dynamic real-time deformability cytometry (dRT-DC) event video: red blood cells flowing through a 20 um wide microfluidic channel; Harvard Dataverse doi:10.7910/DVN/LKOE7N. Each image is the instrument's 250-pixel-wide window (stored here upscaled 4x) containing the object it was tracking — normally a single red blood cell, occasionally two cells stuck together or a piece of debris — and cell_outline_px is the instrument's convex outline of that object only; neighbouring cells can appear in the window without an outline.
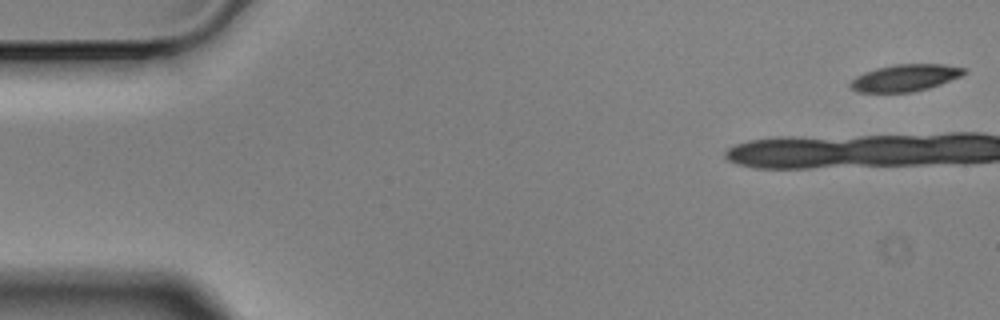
{"species": "Egyptian fruit bat (a non-hibernating species)", "species_latin": "Rousettus aegyptiacus", "temperature_condition": "cold", "stored_images_in_passage": 29, "camera_frame_rate_fps": 3000, "um_per_image_px": 0.085, "animal": {"sex": "male"}, "frame": {"image": 1, "passage_image": 1, "time_ms": 0.0, "image_size_px": [1000, 320], "cell_outline_px": [[968, 72], [960, 76], [940, 84], [928, 88], [912, 92], [856, 92], [848, 84], [856, 76], [864, 72], [876, 68], [896, 64], [944, 64], [964, 68]], "centroid_in_image_um": [76.92, 6.61], "position_along_channel_um": 8.1, "area_um2": 17.74}}
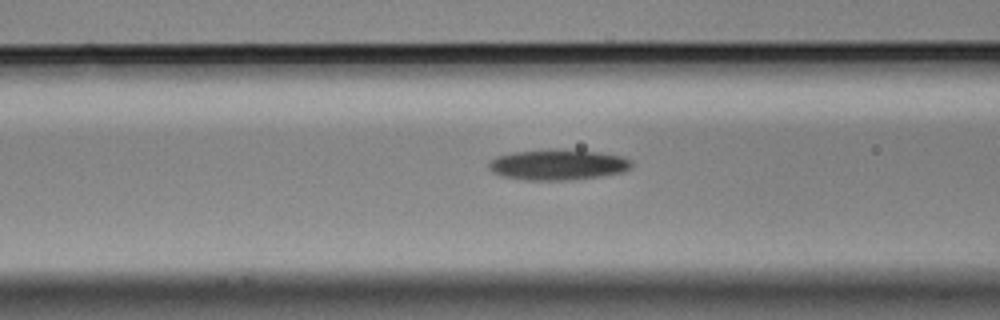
{"frame": {"image": 2, "passage_image": 17, "time_ms": 5.333, "image_size_px": [1000, 320], "cell_outline_px": [[632, 168], [624, 172], [600, 176], [568, 180], [524, 180], [504, 176], [492, 172], [488, 168], [488, 164], [496, 156], [512, 152], [556, 148], [596, 152], [624, 156], [632, 160]], "centroid_in_image_um": [47.44, 13.99], "position_along_channel_um": 119.2, "area_um2": 25.72}}
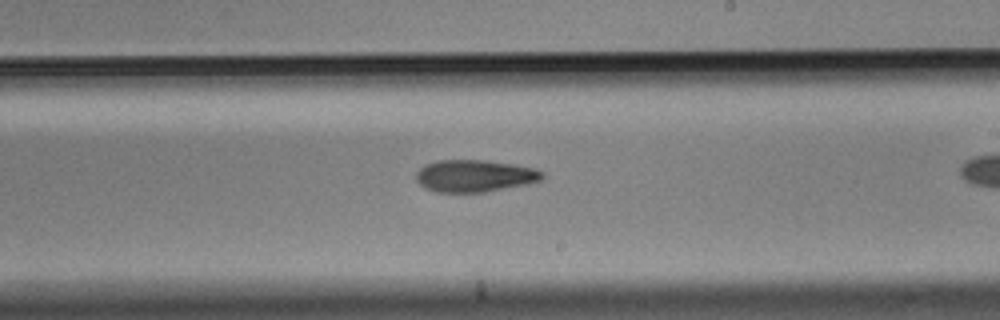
{"frame": {"image": 3, "passage_image": 28, "time_ms": 9.0, "image_size_px": [1000, 320], "cell_outline_px": [[544, 176], [540, 180], [528, 184], [484, 192], [436, 192], [424, 188], [416, 180], [416, 172], [424, 164], [436, 160], [484, 160], [516, 164], [536, 168], [544, 172]], "centroid_in_image_um": [40.34, 14.94], "position_along_channel_um": 248.7, "area_um2": 23.87}}